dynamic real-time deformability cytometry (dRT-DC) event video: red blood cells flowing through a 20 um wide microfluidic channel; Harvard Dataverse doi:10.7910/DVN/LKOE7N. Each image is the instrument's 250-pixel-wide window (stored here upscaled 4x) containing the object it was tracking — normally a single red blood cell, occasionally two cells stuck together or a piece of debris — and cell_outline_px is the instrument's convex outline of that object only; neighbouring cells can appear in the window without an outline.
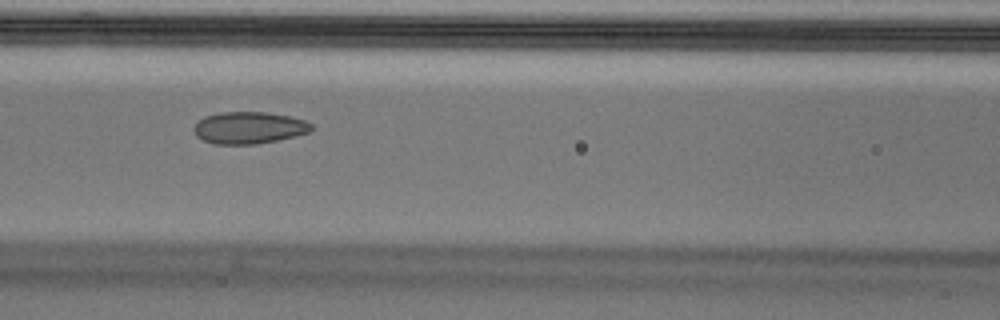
{"species": "Egyptian fruit bat (a non-hibernating species)", "species_latin": "Rousettus aegyptiacus", "temperature_condition": "cold", "stored_images_in_passage": 46, "camera_frame_rate_fps": 3000, "um_per_image_px": 0.085, "animal": {"sex": "male"}, "frame": {"image": 1, "passage_image": 15, "time_ms": 4.667, "image_size_px": [1000, 320], "cell_outline_px": [[312, 128], [308, 132], [296, 136], [256, 144], [212, 144], [196, 136], [192, 128], [204, 116], [220, 112], [264, 112], [292, 116], [304, 120], [312, 124]], "centroid_in_image_um": [21.15, 10.85], "position_along_channel_um": 145.5, "area_um2": 21.91}}
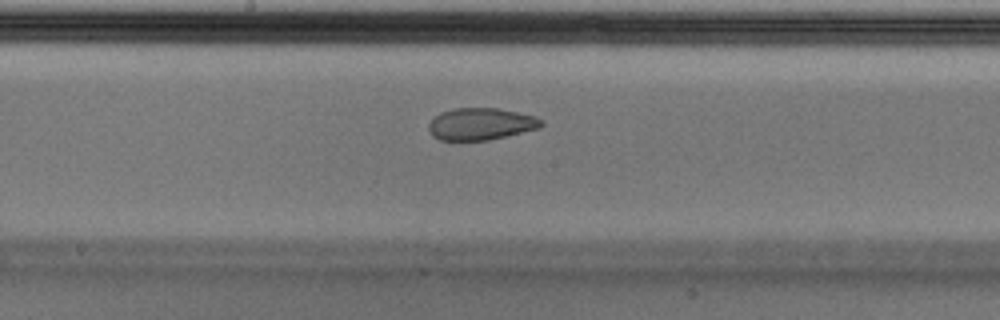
{"frame": {"image": 2, "passage_image": 20, "time_ms": 6.333, "image_size_px": [1000, 320], "cell_outline_px": [[544, 124], [540, 128], [488, 140], [440, 140], [432, 136], [428, 128], [428, 124], [440, 112], [452, 108], [496, 108], [536, 116], [544, 120]], "centroid_in_image_um": [40.88, 10.53], "position_along_channel_um": 207.3, "area_um2": 21.04}, "authors_computed_cell_mechanics": {"area_um2": 23.1778, "velocity_mm_per_s": 3.7157, "shape_relaxation_time_tau1_ms": null, "shape_relaxation_time_tau2_ms": 1.4359, "deformation_change_tau1": null, "deformation_change_tau2": 0.0577}}